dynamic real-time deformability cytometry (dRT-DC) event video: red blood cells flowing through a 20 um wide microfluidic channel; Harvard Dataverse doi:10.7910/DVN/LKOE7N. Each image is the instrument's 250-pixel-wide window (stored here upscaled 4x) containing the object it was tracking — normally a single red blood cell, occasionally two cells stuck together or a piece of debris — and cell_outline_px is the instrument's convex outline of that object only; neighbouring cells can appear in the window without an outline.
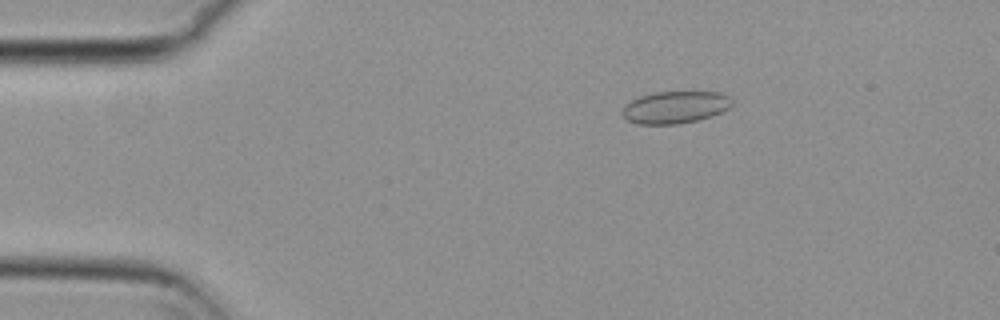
{"species": "common noctule bat (a hibernating species)", "species_latin": "Nyctalus noctula", "temperature_condition": "cold", "stored_images_in_passage": 49, "camera_frame_rate_fps": 3000, "um_per_image_px": 0.085, "animal": {"sex": "female", "body_mass_g": 29.2, "forearm_length_mm": 56.3}, "frame": {"image": 1, "passage_image": 3, "time_ms": 0.667, "image_size_px": [1000, 320], "cell_outline_px": [[732, 104], [728, 108], [712, 116], [696, 120], [676, 124], [636, 124], [628, 120], [620, 112], [624, 104], [640, 96], [656, 92], [720, 92], [728, 96], [732, 100]], "centroid_in_image_um": [57.35, 9.11], "position_along_channel_um": 27.6, "area_um2": 20.52}}
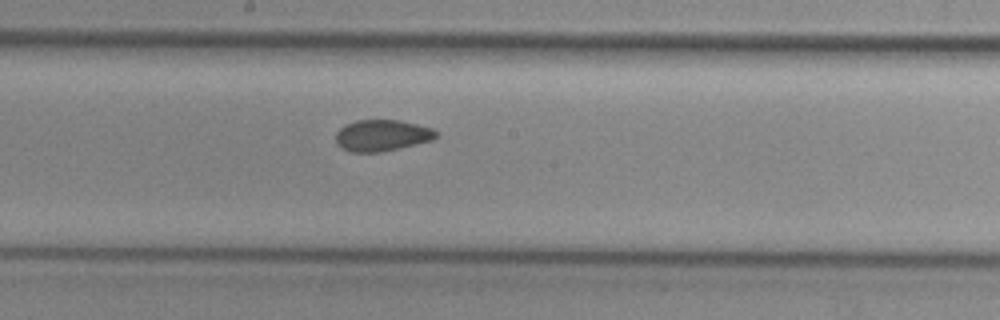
{"frame": {"image": 2, "passage_image": 23, "time_ms": 7.333, "image_size_px": [1000, 320], "cell_outline_px": [[440, 136], [432, 140], [380, 152], [348, 152], [340, 148], [336, 144], [336, 132], [344, 124], [356, 120], [400, 120], [432, 128]], "centroid_in_image_um": [32.43, 11.51], "position_along_channel_um": 215.8, "area_um2": 18.44}}
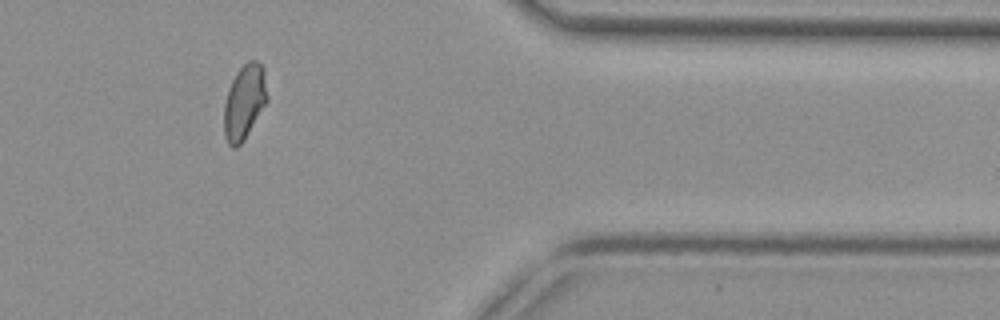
{"frame": {"image": 3, "passage_image": 39, "time_ms": 12.667, "image_size_px": [1000, 320], "cell_outline_px": [[268, 100], [240, 144], [236, 148], [232, 148], [228, 144], [224, 136], [224, 104], [228, 88], [236, 72], [248, 60], [256, 60], [264, 68], [268, 96]], "centroid_in_image_um": [20.76, 8.64], "position_along_channel_um": 390.6, "area_um2": 18.79}, "authors_computed_cell_mechanics": {"area_um2": 18.9006, "velocity_mm_per_s": 3.7306, "shape_relaxation_time_tau1_ms": null, "shape_relaxation_time_tau2_ms": 1.28, "deformation_change_tau1": null, "deformation_change_tau2": 0.0577}}